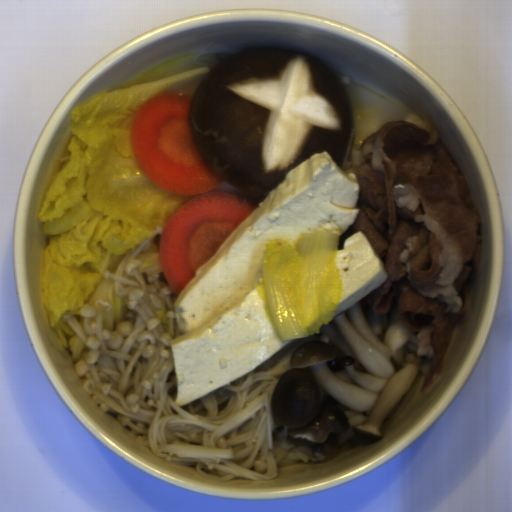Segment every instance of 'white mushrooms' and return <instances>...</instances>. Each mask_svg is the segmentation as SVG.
I'll use <instances>...</instances> for the list:
<instances>
[{"instance_id":"obj_1","label":"white mushrooms","mask_w":512,"mask_h":512,"mask_svg":"<svg viewBox=\"0 0 512 512\" xmlns=\"http://www.w3.org/2000/svg\"><path fill=\"white\" fill-rule=\"evenodd\" d=\"M367 296L294 351L273 389L276 440L308 448L318 463L332 461L348 443L383 439V425L424 359L417 355L419 331L398 306L377 315Z\"/></svg>"}]
</instances>
